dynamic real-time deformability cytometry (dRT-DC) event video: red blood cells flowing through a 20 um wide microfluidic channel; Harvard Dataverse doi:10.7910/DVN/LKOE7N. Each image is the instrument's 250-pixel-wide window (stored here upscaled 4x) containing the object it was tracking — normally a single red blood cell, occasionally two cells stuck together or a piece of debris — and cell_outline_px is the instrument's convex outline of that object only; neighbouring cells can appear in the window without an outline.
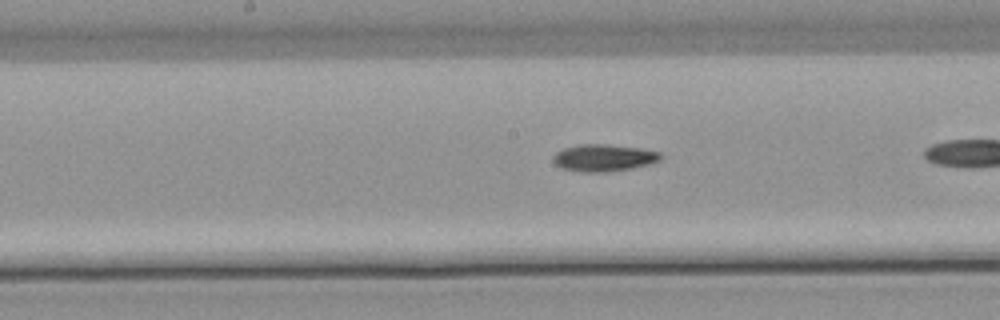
{"species": "common noctule bat (a hibernating species)", "species_latin": "Nyctalus noctula", "temperature_condition": "warm", "stored_images_in_passage": 34, "camera_frame_rate_fps": 3000, "um_per_image_px": 0.085, "animal": {"sex": "male", "body_mass_g": 21.5, "forearm_length_mm": 52.0}, "frame": {"image": 1, "passage_image": 20, "time_ms": 6.333, "image_size_px": [1000, 320], "cell_outline_px": [[664, 156], [660, 160], [652, 164], [632, 168], [608, 172], [584, 172], [560, 168], [552, 160], [552, 156], [556, 152], [564, 148], [576, 144], [604, 144], [640, 148], [660, 152]], "centroid_in_image_um": [51.33, 13.41], "position_along_channel_um": 196.9, "area_um2": 17.17}}